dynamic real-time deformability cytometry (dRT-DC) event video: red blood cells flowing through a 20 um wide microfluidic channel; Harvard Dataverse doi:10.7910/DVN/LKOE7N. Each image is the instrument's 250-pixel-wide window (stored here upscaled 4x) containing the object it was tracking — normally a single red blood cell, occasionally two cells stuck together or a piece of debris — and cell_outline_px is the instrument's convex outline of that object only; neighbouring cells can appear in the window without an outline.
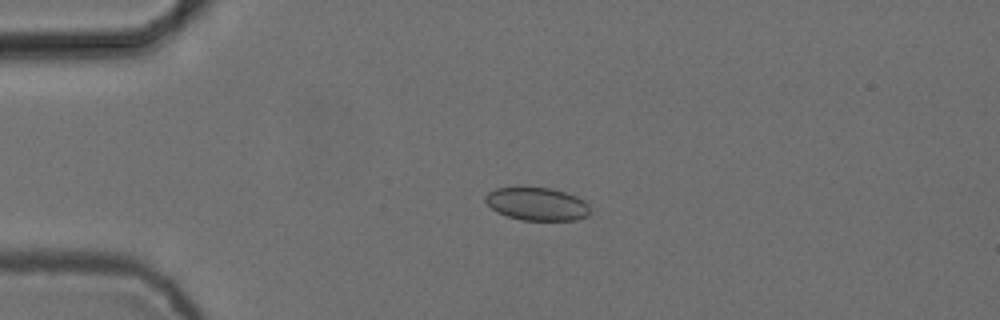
{"species": "common noctule bat (a hibernating species)", "species_latin": "Nyctalus noctula", "temperature_condition": "cold", "stored_images_in_passage": 2, "camera_frame_rate_fps": 3000, "um_per_image_px": 0.085, "animal": {"sex": "female", "body_mass_g": 24.6, "forearm_length_mm": 56.2}, "frame": {"image": 1, "passage_image": 1, "time_ms": 0.0, "image_size_px": [1000, 320], "cell_outline_px": [[588, 216], [576, 220], [524, 220], [508, 216], [496, 212], [484, 200], [484, 196], [488, 192], [496, 188], [552, 188], [576, 196], [584, 200], [588, 204]], "centroid_in_image_um": [45.64, 17.34], "position_along_channel_um": 39.4, "area_um2": 19.94}}